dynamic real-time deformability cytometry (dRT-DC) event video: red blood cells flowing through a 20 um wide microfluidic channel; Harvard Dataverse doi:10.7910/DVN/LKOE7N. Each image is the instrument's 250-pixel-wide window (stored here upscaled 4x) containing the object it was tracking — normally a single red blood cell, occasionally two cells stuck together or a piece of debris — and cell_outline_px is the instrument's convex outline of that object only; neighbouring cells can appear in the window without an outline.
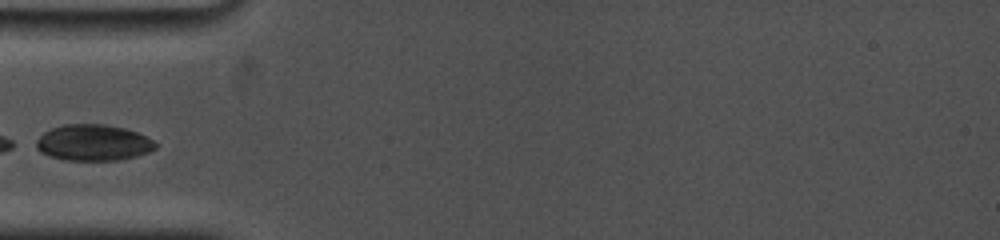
{"species": "common noctule bat (a hibernating species)", "species_latin": "Nyctalus noctula", "temperature_condition": "cold", "stored_images_in_passage": 12, "camera_frame_rate_fps": 5000, "um_per_image_px": 0.085, "animal": {"sex": "female", "body_mass_g": 19.0, "forearm_length_mm": 53.3}, "frame": {"image": 1, "passage_image": 1, "time_ms": 0.0, "image_size_px": [1000, 240], "cell_outline_px": [[156, 148], [148, 152], [136, 156], [120, 160], [64, 160], [40, 152], [36, 148], [36, 140], [44, 132], [52, 128], [64, 124], [104, 124], [124, 128], [136, 132], [152, 140], [156, 144]], "centroid_in_image_um": [7.91, 12.13], "position_along_channel_um": 77.1, "area_um2": 24.97}}